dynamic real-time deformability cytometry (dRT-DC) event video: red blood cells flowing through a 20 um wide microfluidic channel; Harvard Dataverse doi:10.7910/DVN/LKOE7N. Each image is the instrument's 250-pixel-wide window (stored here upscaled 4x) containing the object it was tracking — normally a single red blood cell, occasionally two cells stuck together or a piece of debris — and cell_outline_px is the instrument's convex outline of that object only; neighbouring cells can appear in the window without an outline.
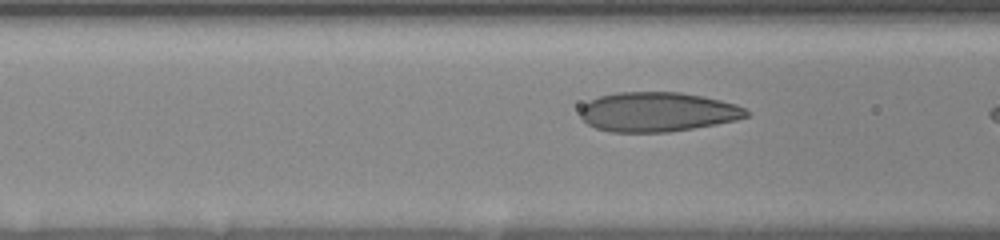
{"species": "human", "species_latin": "Homo sapiens", "temperature_condition": "room temperature", "stored_images_in_passage": 15, "camera_frame_rate_fps": 3000, "um_per_image_px": 0.085, "donor": {"sex": "female"}, "frame": {"image": 1, "passage_image": 13, "time_ms": 4.0, "image_size_px": [1000, 240], "cell_outline_px": [[748, 116], [736, 120], [716, 124], [668, 132], [608, 132], [596, 128], [588, 124], [580, 116], [580, 108], [588, 100], [600, 96], [616, 92], [680, 92], [720, 100], [736, 104], [744, 108], [748, 112]], "centroid_in_image_um": [55.85, 9.51], "position_along_channel_um": 110.8, "area_um2": 38.21}}